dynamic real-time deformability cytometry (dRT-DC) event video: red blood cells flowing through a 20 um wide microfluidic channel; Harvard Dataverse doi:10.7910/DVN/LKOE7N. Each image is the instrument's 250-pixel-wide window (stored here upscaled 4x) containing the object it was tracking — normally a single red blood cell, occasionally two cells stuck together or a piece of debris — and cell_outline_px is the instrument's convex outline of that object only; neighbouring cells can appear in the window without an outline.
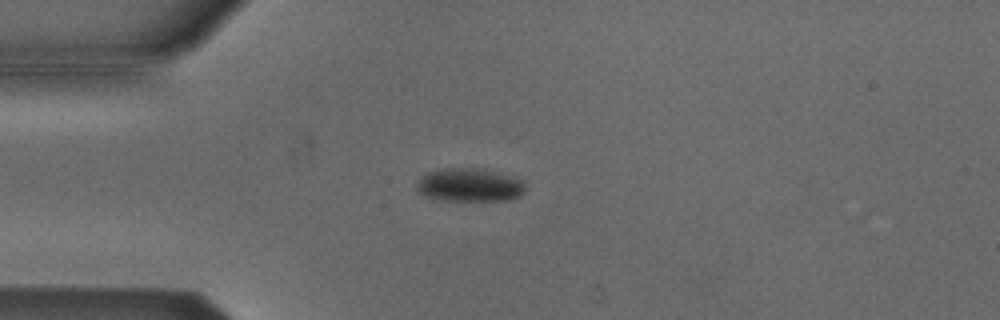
{"species": "Egyptian fruit bat (a non-hibernating species)", "species_latin": "Rousettus aegyptiacus", "temperature_condition": "cold", "stored_images_in_passage": 38, "camera_frame_rate_fps": 3000, "um_per_image_px": 0.085, "animal": {"sex": "male"}, "frame": {"image": 1, "passage_image": 3, "time_ms": 0.667, "image_size_px": [1000, 320], "cell_outline_px": [[524, 192], [520, 196], [508, 200], [444, 200], [428, 196], [420, 192], [416, 188], [416, 184], [428, 172], [444, 168], [472, 168], [492, 172], [524, 180]], "centroid_in_image_um": [39.93, 15.73], "position_along_channel_um": 45.1, "area_um2": 20.52}}
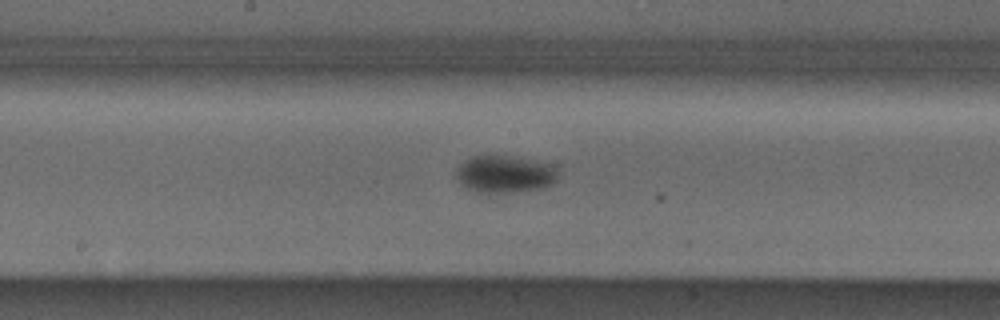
{"frame": {"image": 2, "passage_image": 17, "time_ms": 5.333, "image_size_px": [1000, 320], "cell_outline_px": [[560, 168], [556, 180], [552, 184], [540, 188], [512, 192], [476, 192], [464, 188], [456, 180], [456, 168], [460, 164], [472, 156], [484, 152], [488, 152], [560, 164]], "centroid_in_image_um": [42.92, 14.74], "position_along_channel_um": 205.3, "area_um2": 23.29}}
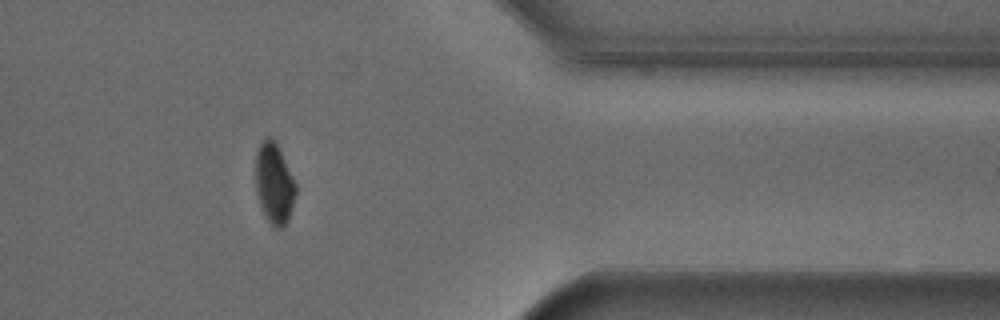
{"frame": {"image": 3, "passage_image": 33, "time_ms": 10.667, "image_size_px": [1000, 320], "cell_outline_px": [[296, 192], [288, 220], [280, 228], [276, 228], [268, 220], [260, 204], [256, 192], [256, 152], [260, 144], [268, 136], [272, 136], [276, 140], [296, 184]], "centroid_in_image_um": [23.31, 15.54], "position_along_channel_um": 388.1, "area_um2": 18.67}, "authors_computed_cell_mechanics": {"area_um2": 21.7328, "velocity_mm_per_s": 3.8122, "shape_relaxation_time_tau1_ms": 7.287, "shape_relaxation_time_tau2_ms": null, "deformation_change_tau1": 0.0813, "deformation_change_tau2": null}}